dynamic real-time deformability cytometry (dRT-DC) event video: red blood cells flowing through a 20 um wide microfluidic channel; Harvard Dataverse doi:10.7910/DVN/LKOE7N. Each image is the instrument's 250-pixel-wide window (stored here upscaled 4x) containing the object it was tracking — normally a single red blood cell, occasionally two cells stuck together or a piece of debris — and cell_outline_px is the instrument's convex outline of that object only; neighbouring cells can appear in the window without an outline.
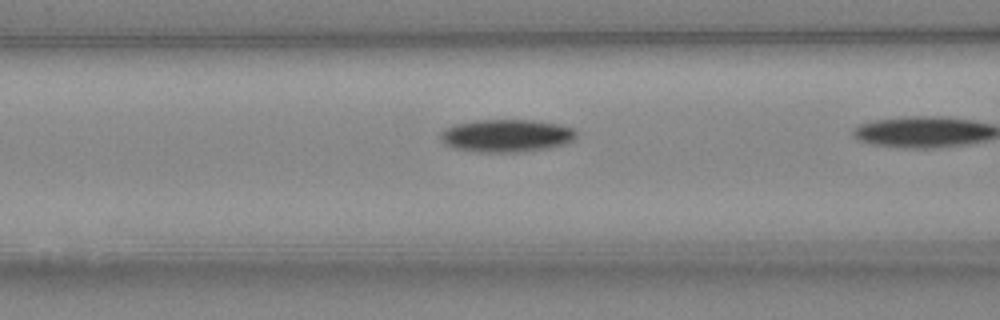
{"species": "Egyptian fruit bat (a non-hibernating species)", "species_latin": "Rousettus aegyptiacus", "temperature_condition": "cold", "stored_images_in_passage": 19, "camera_frame_rate_fps": 3000, "um_per_image_px": 0.085, "animal": {"sex": "female"}, "frame": {"image": 1, "passage_image": 17, "time_ms": 5.333, "image_size_px": [1000, 320], "cell_outline_px": [[576, 136], [572, 140], [564, 144], [548, 148], [520, 152], [480, 152], [452, 148], [444, 144], [440, 140], [440, 132], [444, 128], [452, 124], [476, 120], [532, 120], [560, 124], [576, 128]], "centroid_in_image_um": [43.01, 11.53], "position_along_channel_um": 123.6, "area_um2": 26.24}}